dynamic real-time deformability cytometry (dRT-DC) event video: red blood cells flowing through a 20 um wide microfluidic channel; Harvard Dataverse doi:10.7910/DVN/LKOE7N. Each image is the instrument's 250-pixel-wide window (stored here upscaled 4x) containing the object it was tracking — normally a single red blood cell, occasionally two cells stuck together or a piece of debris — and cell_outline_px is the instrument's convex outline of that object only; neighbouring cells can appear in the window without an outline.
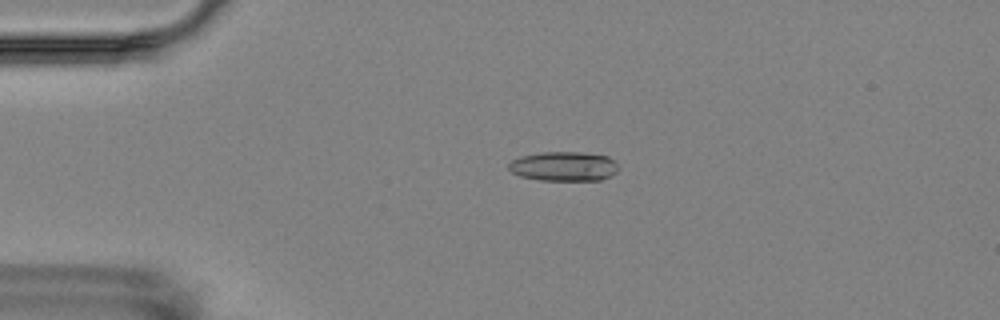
{"species": "Egyptian fruit bat (a non-hibernating species)", "species_latin": "Rousettus aegyptiacus", "temperature_condition": "room temperature", "stored_images_in_passage": 6, "camera_frame_rate_fps": 3000, "um_per_image_px": 0.085, "animal": {"sex": "female"}, "frame": {"image": 1, "passage_image": 4, "time_ms": 4.0, "image_size_px": [1000, 320], "cell_outline_px": [[616, 172], [612, 176], [600, 180], [540, 180], [520, 176], [512, 172], [508, 168], [508, 164], [512, 160], [520, 156], [540, 152], [584, 152], [608, 156], [616, 164]], "centroid_in_image_um": [47.9, 14.13], "position_along_channel_um": 37.1, "area_um2": 18.84}}